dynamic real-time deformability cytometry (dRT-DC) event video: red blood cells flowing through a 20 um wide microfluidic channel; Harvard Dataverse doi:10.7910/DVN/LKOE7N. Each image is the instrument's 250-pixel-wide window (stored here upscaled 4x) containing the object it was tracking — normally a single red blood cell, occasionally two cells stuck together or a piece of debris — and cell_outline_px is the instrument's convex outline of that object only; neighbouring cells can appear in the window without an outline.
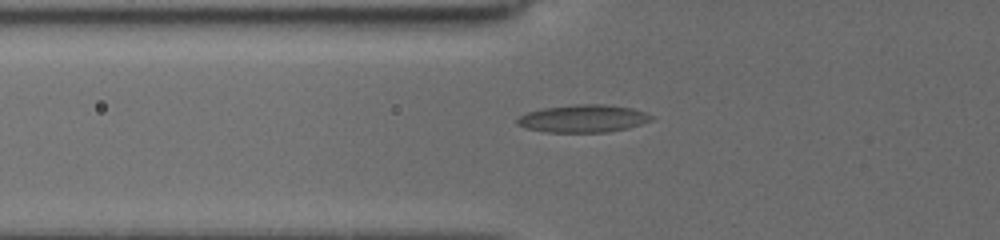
{"species": "common noctule bat (a hibernating species)", "species_latin": "Nyctalus noctula", "temperature_condition": "cold", "stored_images_in_passage": 26, "camera_frame_rate_fps": 3000, "um_per_image_px": 0.085, "animal": {"sex": "female", "body_mass_g": 19.5, "forearm_length_mm": 54.1}, "frame": {"image": 1, "passage_image": 2, "time_ms": 0.667, "image_size_px": [1000, 240], "cell_outline_px": [[652, 120], [640, 124], [608, 132], [548, 132], [528, 128], [516, 124], [516, 120], [520, 116], [528, 112], [540, 108], [572, 104], [608, 104], [632, 108], [644, 112], [652, 116]], "centroid_in_image_um": [49.54, 10.06], "position_along_channel_um": 76.3, "area_um2": 21.5}}
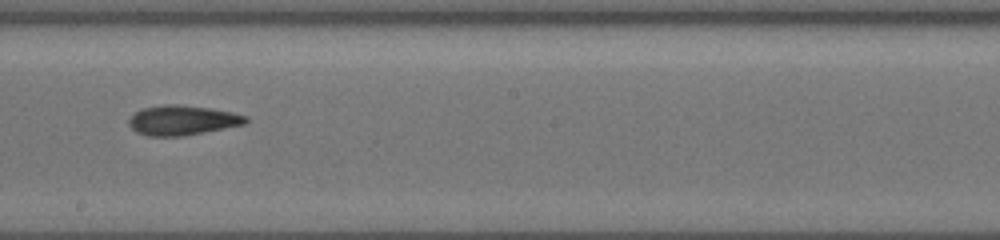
{"frame": {"image": 2, "passage_image": 11, "time_ms": 4.667, "image_size_px": [1000, 240], "cell_outline_px": [[248, 120], [244, 124], [180, 136], [148, 136], [136, 132], [128, 124], [128, 120], [136, 112], [144, 108], [168, 104], [176, 104], [208, 108], [232, 112], [248, 116]], "centroid_in_image_um": [15.48, 10.22], "position_along_channel_um": 232.7, "area_um2": 19.88}}
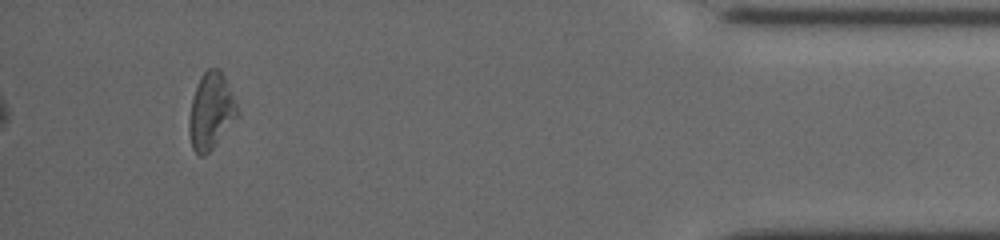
{"frame": {"image": 3, "passage_image": 26, "time_ms": 10.667, "image_size_px": [1000, 240], "cell_outline_px": [[236, 116], [212, 148], [204, 156], [200, 156], [192, 148], [188, 132], [188, 120], [192, 100], [200, 76], [208, 68], [220, 68], [224, 76], [236, 104]], "centroid_in_image_um": [17.87, 9.43], "position_along_channel_um": 417.3, "area_um2": 20.81}, "authors_computed_cell_mechanics": {"area_um2": 19.6809, "velocity_mm_per_s": 3.9238, "shape_relaxation_time_tau1_ms": 2.551, "shape_relaxation_time_tau2_ms": 3.9704, "deformation_change_tau1": 0.1147, "deformation_change_tau2": 0.117}}